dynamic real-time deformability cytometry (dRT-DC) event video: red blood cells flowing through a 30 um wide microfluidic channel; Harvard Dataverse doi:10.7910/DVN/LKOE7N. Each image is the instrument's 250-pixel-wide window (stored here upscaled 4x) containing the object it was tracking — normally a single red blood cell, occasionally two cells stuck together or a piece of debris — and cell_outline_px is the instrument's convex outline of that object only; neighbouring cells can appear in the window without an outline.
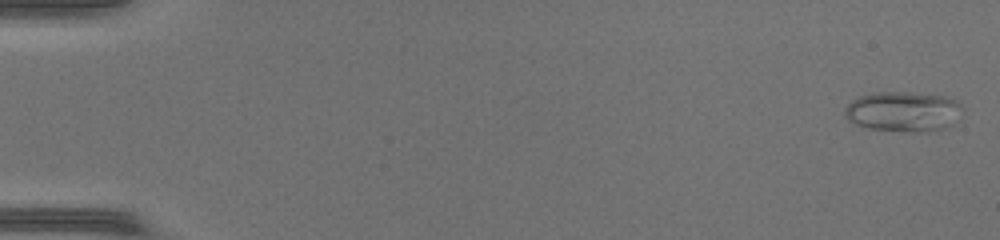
{"species": "common noctule bat (a hibernating species)", "species_latin": "Nyctalus noctula", "temperature_condition": "warm", "stored_images_in_passage": 48, "camera_frame_rate_fps": 3000, "um_per_image_px": 0.085, "animal": {"sex": "female", "body_mass_g": 17.0, "forearm_length_mm": 48.0}, "frame": {"image": 1, "passage_image": 1, "time_ms": 0.0, "image_size_px": [1000, 240], "cell_outline_px": [[960, 104], [952, 124], [944, 128], [924, 132], [904, 132], [868, 128], [856, 124], [848, 120], [844, 116], [844, 108], [852, 100], [860, 96], [872, 92], [912, 92], [944, 96], [956, 100]], "centroid_in_image_um": [76.69, 9.48], "position_along_channel_um": 8.3, "area_um2": 27.34}}
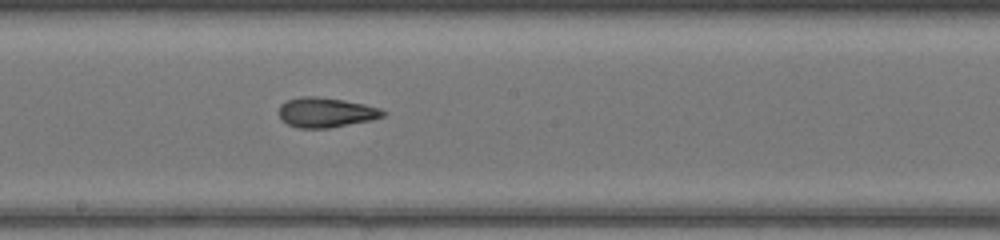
{"frame": {"image": 2, "passage_image": 27, "time_ms": 8.667, "image_size_px": [1000, 240], "cell_outline_px": [[388, 112], [384, 116], [372, 120], [328, 128], [296, 128], [280, 120], [280, 104], [288, 100], [300, 96], [312, 96], [344, 100], [364, 104], [380, 108]], "centroid_in_image_um": [27.71, 9.56], "position_along_channel_um": 220.5, "area_um2": 18.15}}
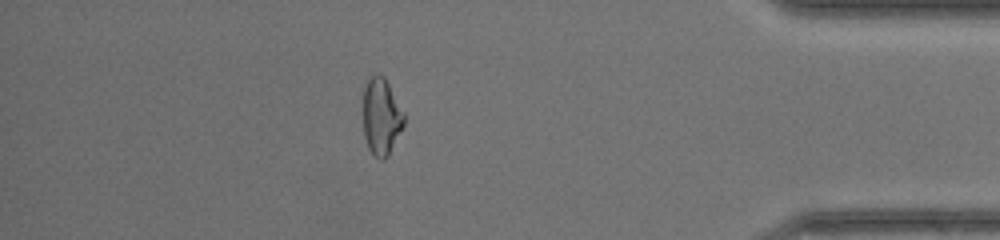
{"frame": {"image": 3, "passage_image": 42, "time_ms": 13.667, "image_size_px": [1000, 240], "cell_outline_px": [[404, 124], [388, 156], [384, 160], [380, 160], [368, 148], [364, 136], [364, 88], [368, 76], [376, 72], [384, 76], [404, 112]], "centroid_in_image_um": [32.41, 9.87], "position_along_channel_um": 402.8, "area_um2": 18.32}, "authors_computed_cell_mechanics": {"area_um2": 18.8139, "velocity_mm_per_s": 4.3982, "shape_relaxation_time_tau1_ms": 7.4209, "shape_relaxation_time_tau2_ms": 1.869, "deformation_change_tau1": 0.2604, "deformation_change_tau2": 0.0872}}